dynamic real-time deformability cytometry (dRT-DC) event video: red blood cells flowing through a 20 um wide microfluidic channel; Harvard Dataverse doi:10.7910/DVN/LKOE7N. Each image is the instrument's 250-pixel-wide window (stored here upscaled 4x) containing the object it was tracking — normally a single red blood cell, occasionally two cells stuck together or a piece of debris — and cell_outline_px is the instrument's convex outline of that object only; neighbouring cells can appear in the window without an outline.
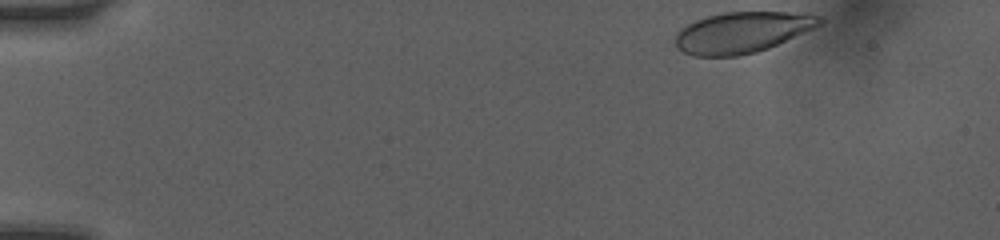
{"species": "human", "species_latin": "Homo sapiens", "temperature_condition": "room temperature", "stored_images_in_passage": 40, "camera_frame_rate_fps": 3000, "um_per_image_px": 0.085, "donor": {"sex": "female"}, "frame": {"image": 1, "passage_image": 1, "time_ms": 0.0, "image_size_px": [1000, 240], "cell_outline_px": [[824, 20], [820, 24], [812, 28], [768, 48], [756, 52], [736, 56], [692, 56], [676, 48], [676, 32], [680, 28], [696, 20], [708, 16], [724, 12], [812, 12], [820, 16]], "centroid_in_image_um": [63.07, 2.74], "position_along_channel_um": 21.9, "area_um2": 34.39}}
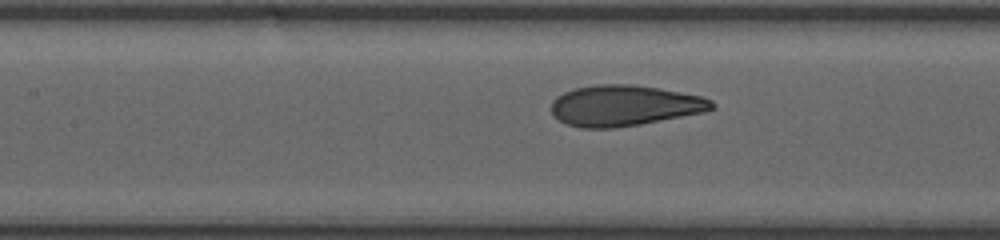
{"frame": {"image": 2, "passage_image": 22, "time_ms": 6.0, "image_size_px": [1000, 240], "cell_outline_px": [[716, 108], [704, 112], [640, 124], [612, 128], [584, 128], [568, 124], [552, 116], [552, 100], [556, 96], [572, 88], [596, 84], [632, 84], [660, 88], [704, 96], [712, 100], [716, 104]], "centroid_in_image_um": [53.09, 8.96], "position_along_channel_um": 154.3, "area_um2": 38.44}}
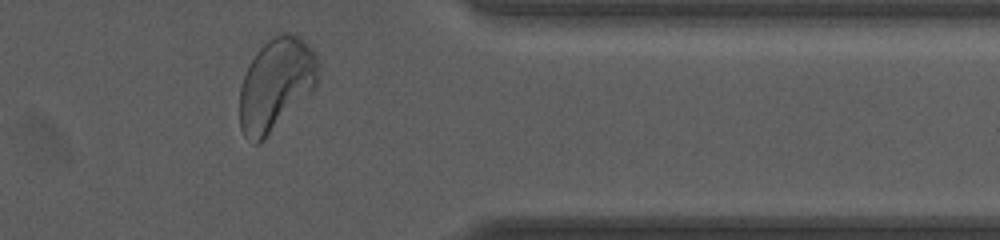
{"frame": {"image": 3, "passage_image": 39, "time_ms": 12.0, "image_size_px": [1000, 240], "cell_outline_px": [[320, 64], [316, 84], [264, 140], [260, 144], [252, 144], [244, 136], [240, 128], [240, 84], [248, 64], [256, 52], [276, 32], [288, 32], [300, 36], [316, 52]], "centroid_in_image_um": [23.43, 7.12], "position_along_channel_um": 388.0, "area_um2": 42.37}, "authors_computed_cell_mechanics": {"area_um2": 37.8879, "velocity_mm_per_s": 4.0858, "shape_relaxation_time_tau1_ms": 2.8354, "shape_relaxation_time_tau2_ms": null, "deformation_change_tau1": 0.1535, "deformation_change_tau2": null}}